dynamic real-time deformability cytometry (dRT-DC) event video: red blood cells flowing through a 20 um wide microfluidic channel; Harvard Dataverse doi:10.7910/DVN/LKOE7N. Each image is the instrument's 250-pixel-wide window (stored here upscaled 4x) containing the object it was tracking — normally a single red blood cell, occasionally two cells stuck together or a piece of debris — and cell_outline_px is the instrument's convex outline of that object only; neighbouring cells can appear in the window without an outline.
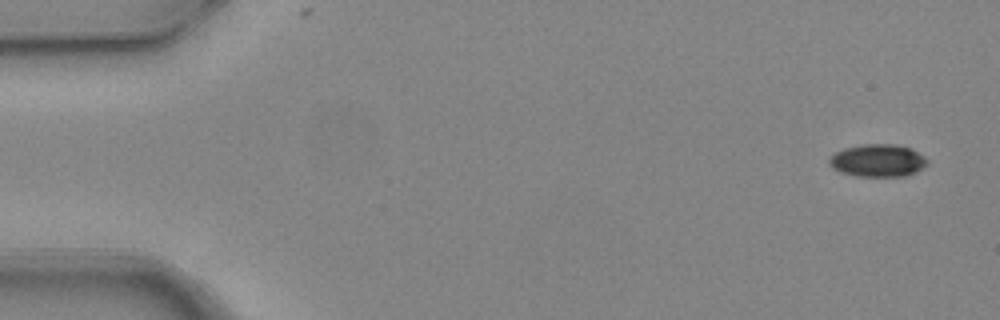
{"species": "common noctule bat (a hibernating species)", "species_latin": "Nyctalus noctula", "temperature_condition": "warm", "stored_images_in_passage": 5, "camera_frame_rate_fps": 3000, "um_per_image_px": 0.085, "animal": {"sex": "female", "body_mass_g": 24.6, "forearm_length_mm": 56.2}, "frame": {"image": 1, "passage_image": 1, "time_ms": 0.0, "image_size_px": [1000, 320], "cell_outline_px": [[928, 164], [916, 172], [904, 176], [856, 176], [840, 172], [832, 168], [828, 164], [828, 160], [836, 152], [844, 148], [864, 144], [896, 144], [912, 148], [924, 156], [928, 160]], "centroid_in_image_um": [74.62, 13.64], "position_along_channel_um": 10.4, "area_um2": 18.73}}
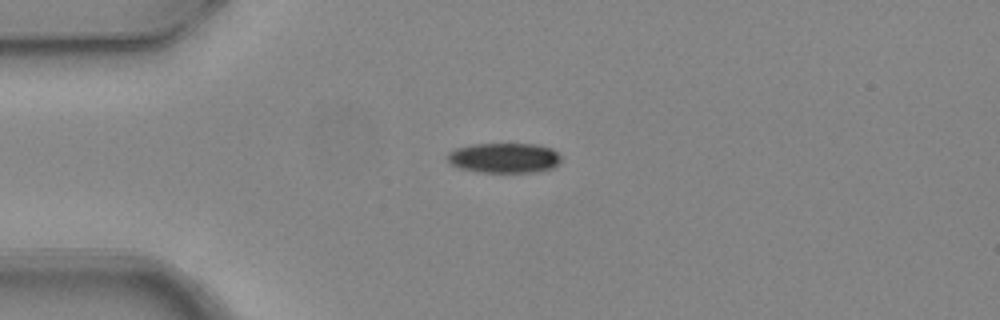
{"frame": {"image": 2, "passage_image": 4, "time_ms": 1.0, "image_size_px": [1000, 320], "cell_outline_px": [[560, 164], [552, 168], [536, 172], [476, 172], [460, 168], [452, 164], [448, 160], [448, 152], [456, 148], [472, 144], [536, 144], [552, 148], [560, 156]], "centroid_in_image_um": [42.87, 13.42], "position_along_channel_um": 42.1, "area_um2": 19.94}}